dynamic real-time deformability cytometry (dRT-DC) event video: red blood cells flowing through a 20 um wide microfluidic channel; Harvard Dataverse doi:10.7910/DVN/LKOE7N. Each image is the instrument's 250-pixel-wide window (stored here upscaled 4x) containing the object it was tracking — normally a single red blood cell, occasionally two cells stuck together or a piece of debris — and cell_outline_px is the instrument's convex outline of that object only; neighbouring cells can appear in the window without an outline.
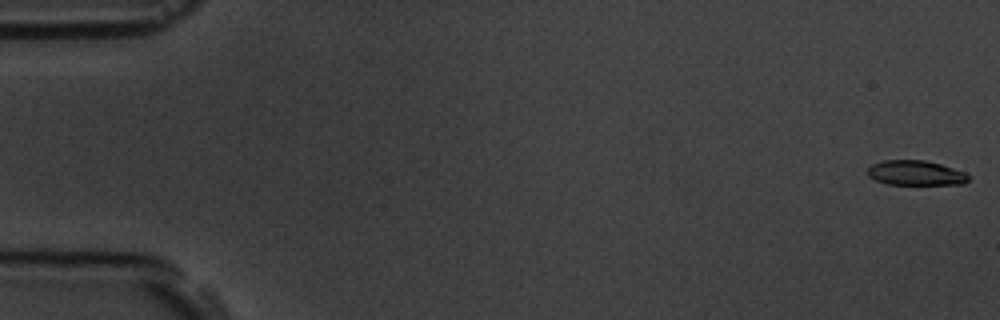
{"species": "common noctule bat (a hibernating species)", "species_latin": "Nyctalus noctula", "temperature_condition": "room temperature", "stored_images_in_passage": 7, "camera_frame_rate_fps": 3000, "um_per_image_px": 0.085, "animal": {"sex": "male", "body_mass_g": 19.5, "forearm_length_mm": 54.6}, "frame": {"image": 1, "passage_image": 1, "time_ms": 0.0, "image_size_px": [1000, 320], "cell_outline_px": [[968, 180], [964, 184], [888, 184], [876, 180], [868, 176], [868, 168], [872, 164], [884, 160], [924, 160], [940, 164], [968, 172]], "centroid_in_image_um": [77.85, 14.69], "position_along_channel_um": 7.1, "area_um2": 14.57}}
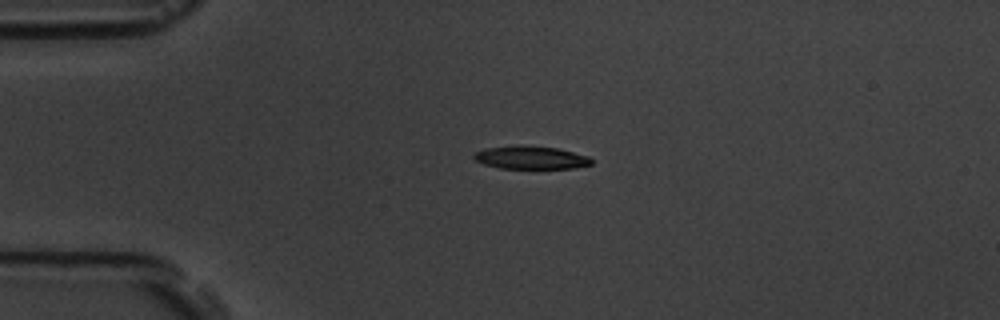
{"frame": {"image": 2, "passage_image": 5, "time_ms": 4.333, "image_size_px": [1000, 320], "cell_outline_px": [[592, 164], [572, 168], [500, 168], [484, 164], [476, 160], [472, 156], [476, 152], [484, 148], [516, 144], [520, 144], [556, 148], [588, 156], [592, 160]], "centroid_in_image_um": [45.07, 13.37], "position_along_channel_um": 39.9, "area_um2": 15.78}}
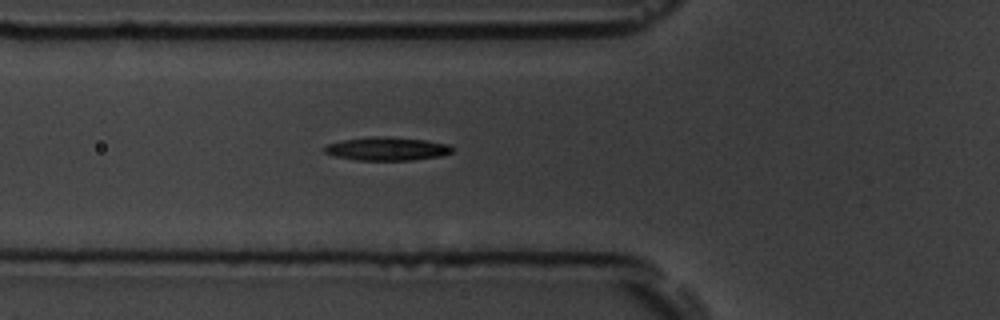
{"frame": {"image": 3, "passage_image": 7, "time_ms": 6.667, "image_size_px": [1000, 320], "cell_outline_px": [[456, 148], [452, 152], [440, 156], [412, 160], [356, 160], [332, 156], [324, 152], [324, 144], [344, 140], [372, 136], [388, 136], [424, 140], [448, 144]], "centroid_in_image_um": [32.87, 12.64], "position_along_channel_um": 92.9, "area_um2": 17.57}}